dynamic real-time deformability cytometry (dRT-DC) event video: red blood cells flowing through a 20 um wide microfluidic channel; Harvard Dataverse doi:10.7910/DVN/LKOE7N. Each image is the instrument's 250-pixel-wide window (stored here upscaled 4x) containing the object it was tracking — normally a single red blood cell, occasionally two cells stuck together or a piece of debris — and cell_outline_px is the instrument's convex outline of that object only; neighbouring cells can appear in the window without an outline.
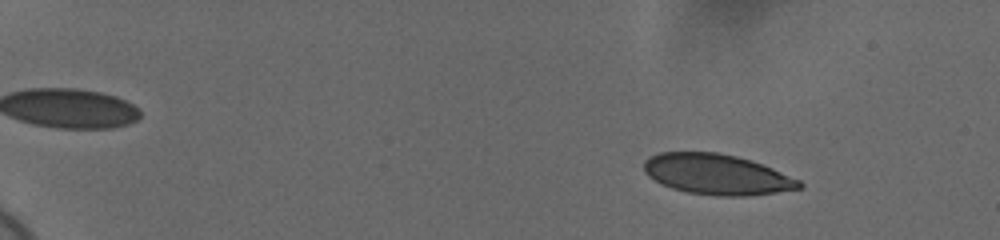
{"species": "human", "species_latin": "Homo sapiens", "temperature_condition": "cold", "stored_images_in_passage": 58, "camera_frame_rate_fps": 3000, "um_per_image_px": 0.085, "donor": {"sex": "female"}, "frame": {"image": 1, "passage_image": 8, "time_ms": 2.333, "image_size_px": [1000, 240], "cell_outline_px": [[804, 184], [800, 188], [776, 192], [748, 196], [716, 196], [688, 192], [672, 188], [660, 184], [648, 176], [644, 172], [644, 160], [648, 156], [660, 152], [716, 152], [736, 156], [752, 160], [772, 168], [800, 180]], "centroid_in_image_um": [60.9, 14.82], "position_along_channel_um": 24.1, "area_um2": 36.76}}
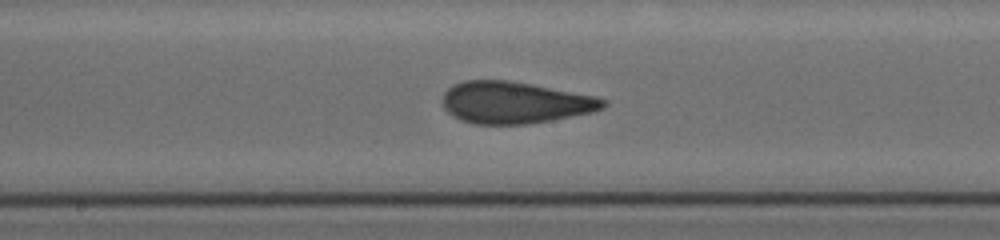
{"frame": {"image": 2, "passage_image": 34, "time_ms": 11.0, "image_size_px": [1000, 240], "cell_outline_px": [[608, 104], [604, 108], [592, 112], [552, 120], [528, 124], [472, 124], [460, 120], [452, 116], [444, 108], [440, 100], [444, 92], [452, 84], [464, 80], [508, 80], [596, 96], [608, 100]], "centroid_in_image_um": [43.73, 8.72], "position_along_channel_um": 204.5, "area_um2": 39.48}}
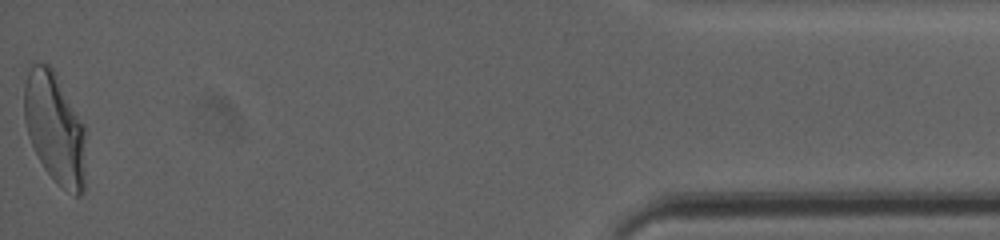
{"frame": {"image": 3, "passage_image": 58, "time_ms": 19.0, "image_size_px": [1000, 240], "cell_outline_px": [[84, 192], [80, 196], [76, 196], [56, 184], [44, 168], [28, 136], [24, 120], [24, 84], [28, 72], [32, 64], [48, 64], [52, 68], [84, 124]], "centroid_in_image_um": [4.65, 10.92], "position_along_channel_um": 430.6, "area_um2": 39.54}, "authors_computed_cell_mechanics": {"area_um2": 37.9457, "velocity_mm_per_s": 3.6816, "shape_relaxation_time_tau1_ms": 5.3288, "shape_relaxation_time_tau2_ms": 1.089, "deformation_change_tau1": 0.1759, "deformation_change_tau2": 0.0725}}